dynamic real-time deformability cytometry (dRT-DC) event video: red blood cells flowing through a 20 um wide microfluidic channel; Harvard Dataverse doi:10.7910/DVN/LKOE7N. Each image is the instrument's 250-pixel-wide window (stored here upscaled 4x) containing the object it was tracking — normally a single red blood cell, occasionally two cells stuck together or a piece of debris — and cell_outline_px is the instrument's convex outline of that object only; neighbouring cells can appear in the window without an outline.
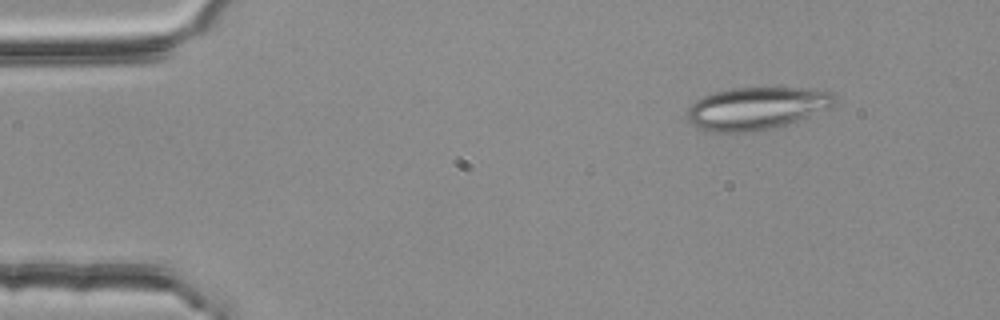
{"species": "common noctule bat (a hibernating species)", "species_latin": "Nyctalus noctula", "temperature_condition": "room temperature", "stored_images_in_passage": 3, "camera_frame_rate_fps": 3000, "um_per_image_px": 0.085, "animal": {"sex": "female", "body_mass_g": 25.1}, "frame": {"image": 1, "passage_image": 1, "time_ms": 0.0, "image_size_px": [1000, 320], "cell_outline_px": [[836, 100], [832, 108], [788, 124], [776, 128], [756, 132], [712, 132], [696, 128], [684, 116], [688, 108], [696, 100], [704, 96], [716, 92], [732, 88], [808, 88], [832, 92], [836, 96]], "centroid_in_image_um": [64.32, 9.22], "position_along_channel_um": 20.7, "area_um2": 37.05}}